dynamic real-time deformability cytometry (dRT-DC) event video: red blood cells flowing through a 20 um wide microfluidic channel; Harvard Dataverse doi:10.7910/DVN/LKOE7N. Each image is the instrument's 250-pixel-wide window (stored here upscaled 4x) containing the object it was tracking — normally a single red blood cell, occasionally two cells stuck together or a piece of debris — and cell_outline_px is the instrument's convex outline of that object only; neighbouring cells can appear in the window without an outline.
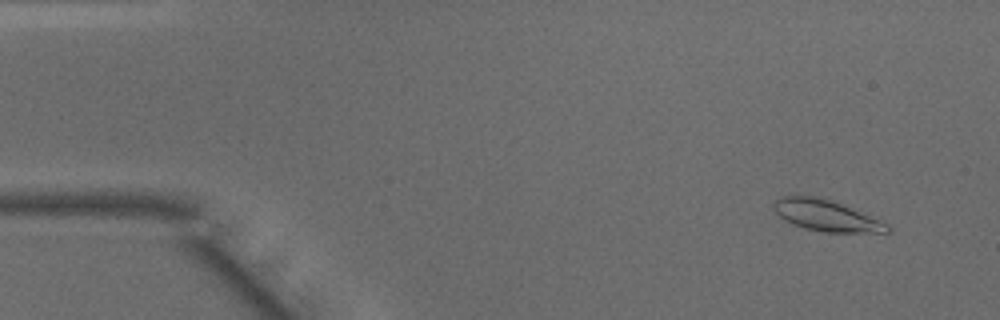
{"species": "common noctule bat (a hibernating species)", "species_latin": "Nyctalus noctula", "temperature_condition": "warm", "stored_images_in_passage": 12, "camera_frame_rate_fps": 3000, "um_per_image_px": 0.085, "animal": {"sex": "male", "body_mass_g": 15.6}, "frame": {"image": 1, "passage_image": 4, "time_ms": 1.0, "image_size_px": [1000, 320], "cell_outline_px": [[892, 232], [824, 232], [804, 228], [792, 224], [784, 220], [772, 208], [772, 204], [780, 196], [816, 196], [832, 200], [888, 224], [892, 228]], "centroid_in_image_um": [70.19, 18.32], "position_along_channel_um": 14.8, "area_um2": 20.46}}